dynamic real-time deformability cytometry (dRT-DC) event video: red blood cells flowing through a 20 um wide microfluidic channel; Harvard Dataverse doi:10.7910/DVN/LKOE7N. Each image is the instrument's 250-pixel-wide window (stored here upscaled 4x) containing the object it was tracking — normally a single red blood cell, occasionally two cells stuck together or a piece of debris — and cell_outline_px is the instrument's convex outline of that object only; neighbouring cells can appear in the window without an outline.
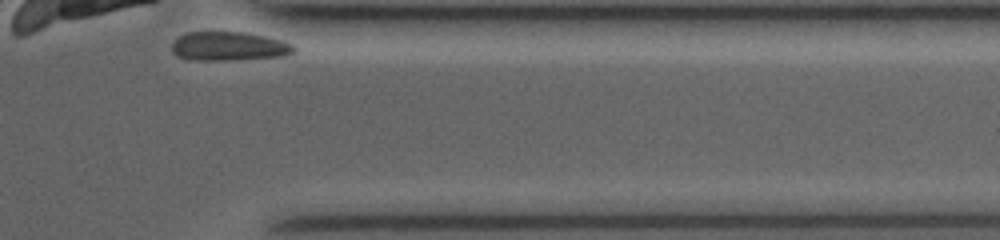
{"species": "common noctule bat (a hibernating species)", "species_latin": "Nyctalus noctula", "temperature_condition": "room temperature", "stored_images_in_passage": 26, "camera_frame_rate_fps": 3500, "um_per_image_px": 0.085, "animal": {"sex": "female", "body_mass_g": 19.0, "forearm_length_mm": 53.3}, "frame": {"image": 1, "passage_image": 26, "time_ms": 10.286, "image_size_px": [1000, 240], "cell_outline_px": [[296, 52], [284, 56], [228, 60], [192, 60], [176, 56], [172, 52], [172, 44], [180, 36], [188, 32], [244, 32], [284, 40], [292, 44], [296, 48]], "centroid_in_image_um": [19.49, 3.94], "position_along_channel_um": 391.9, "area_um2": 20.63}, "authors_computed_cell_mechanics": {"area_um2": 21.2993, "velocity_mm_per_s": 3.5032, "shape_relaxation_time_tau1_ms": 1.2662, "shape_relaxation_time_tau2_ms": null, "deformation_change_tau1": 0.0298, "deformation_change_tau2": null}}